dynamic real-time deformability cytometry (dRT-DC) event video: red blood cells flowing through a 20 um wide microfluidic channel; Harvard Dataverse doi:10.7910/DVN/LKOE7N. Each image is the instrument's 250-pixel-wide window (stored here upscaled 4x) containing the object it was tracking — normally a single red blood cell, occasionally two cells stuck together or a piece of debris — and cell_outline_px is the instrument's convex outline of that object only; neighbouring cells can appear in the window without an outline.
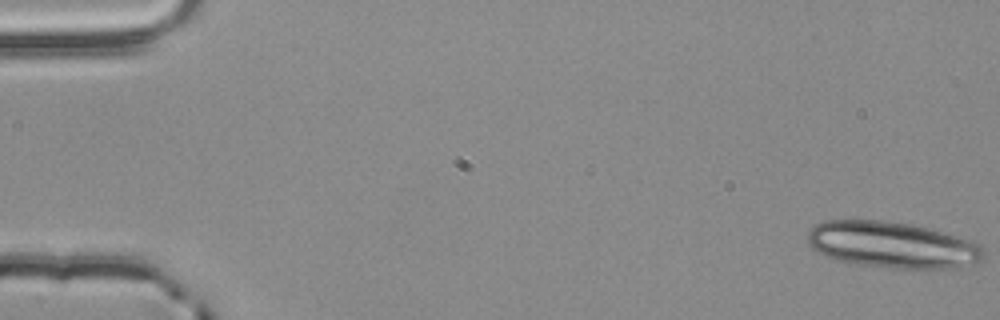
{"species": "common noctule bat (a hibernating species)", "species_latin": "Nyctalus noctula", "temperature_condition": "room temperature", "stored_images_in_passage": 4, "camera_frame_rate_fps": 3000, "um_per_image_px": 0.085, "animal": {"sex": "male", "body_mass_g": 20.4}, "frame": {"image": 1, "passage_image": 1, "time_ms": 0.0, "image_size_px": [1000, 320], "cell_outline_px": [[984, 256], [980, 264], [948, 268], [888, 268], [836, 260], [824, 256], [816, 252], [808, 244], [808, 232], [816, 224], [824, 220], [880, 220], [912, 224], [928, 228], [968, 240], [980, 244], [984, 248]], "centroid_in_image_um": [75.84, 20.82], "position_along_channel_um": 9.2, "area_um2": 47.57}}